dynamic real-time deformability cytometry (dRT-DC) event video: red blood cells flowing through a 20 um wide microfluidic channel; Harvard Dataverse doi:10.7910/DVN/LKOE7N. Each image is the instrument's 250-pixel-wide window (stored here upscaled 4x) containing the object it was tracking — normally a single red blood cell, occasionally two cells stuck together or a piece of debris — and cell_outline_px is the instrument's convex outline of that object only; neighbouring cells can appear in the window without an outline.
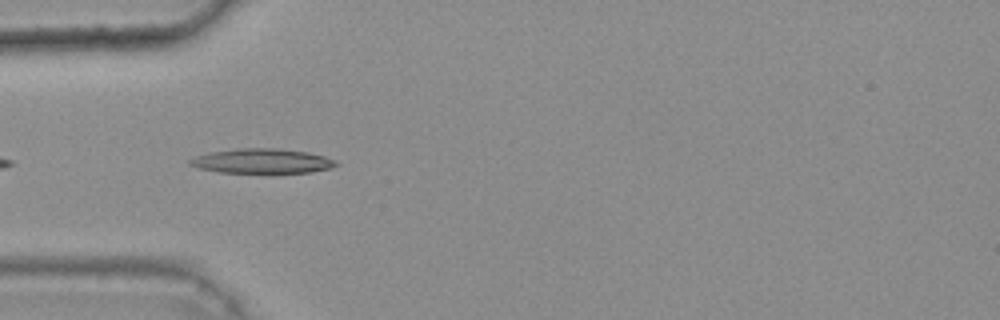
{"species": "common noctule bat (a hibernating species)", "species_latin": "Nyctalus noctula", "temperature_condition": "warm", "stored_images_in_passage": 12, "camera_frame_rate_fps": 3000, "um_per_image_px": 0.085, "animal": {"sex": "female", "body_mass_g": 25.1}, "frame": {"image": 1, "passage_image": 3, "time_ms": 0.667, "image_size_px": [1000, 320], "cell_outline_px": [[340, 164], [332, 168], [312, 172], [220, 172], [200, 168], [188, 164], [188, 160], [196, 156], [212, 152], [240, 148], [280, 148], [308, 152], [324, 156], [336, 160]], "centroid_in_image_um": [22.33, 13.68], "position_along_channel_um": 62.7, "area_um2": 20.87}}
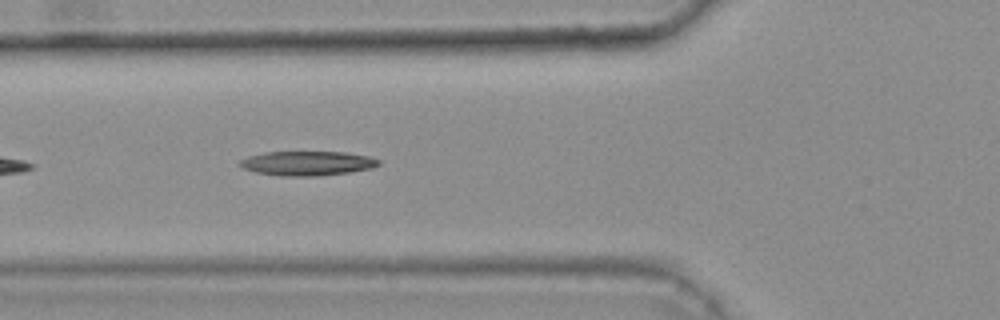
{"frame": {"image": 2, "passage_image": 6, "time_ms": 1.667, "image_size_px": [1000, 320], "cell_outline_px": [[380, 164], [372, 168], [348, 172], [316, 176], [280, 176], [256, 172], [244, 168], [236, 164], [240, 160], [248, 156], [264, 152], [344, 152], [368, 156], [380, 160]], "centroid_in_image_um": [26.09, 13.88], "position_along_channel_um": 99.7, "area_um2": 19.71}}
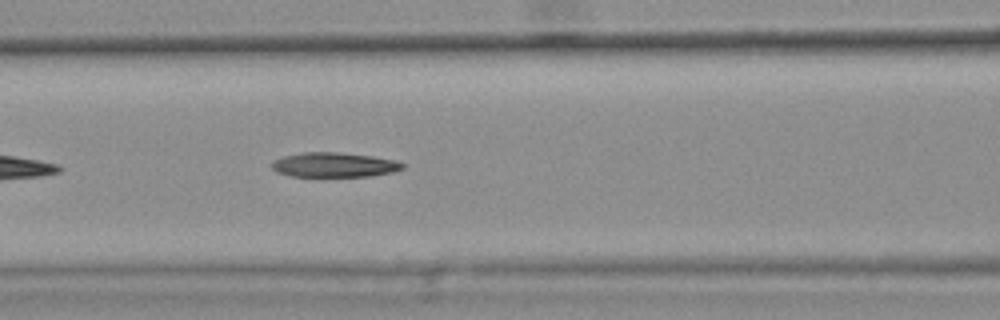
{"frame": {"image": 3, "passage_image": 9, "time_ms": 2.667, "image_size_px": [1000, 320], "cell_outline_px": [[404, 168], [392, 172], [372, 176], [292, 176], [276, 172], [272, 168], [272, 160], [284, 156], [300, 152], [336, 152], [372, 156], [396, 160], [404, 164]], "centroid_in_image_um": [28.39, 14.0], "position_along_channel_um": 138.2, "area_um2": 18.79}}